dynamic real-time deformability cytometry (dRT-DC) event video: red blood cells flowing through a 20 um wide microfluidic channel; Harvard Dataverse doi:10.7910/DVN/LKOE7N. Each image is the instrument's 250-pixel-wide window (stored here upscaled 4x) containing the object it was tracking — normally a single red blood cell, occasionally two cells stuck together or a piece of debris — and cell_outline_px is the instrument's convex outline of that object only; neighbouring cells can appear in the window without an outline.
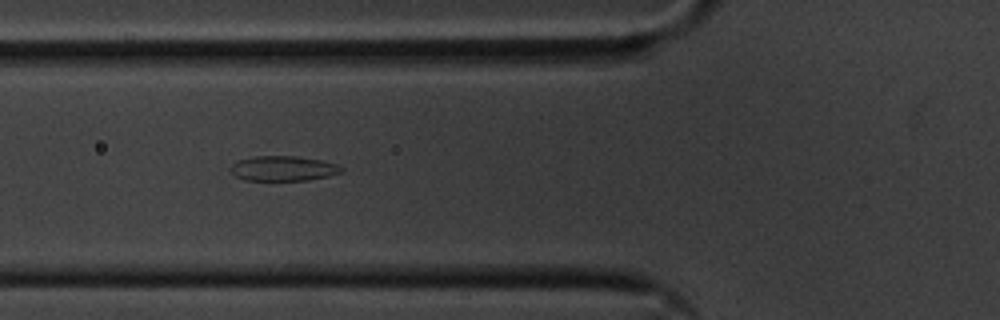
{"species": "common noctule bat (a hibernating species)", "species_latin": "Nyctalus noctula", "temperature_condition": "cold", "stored_images_in_passage": 45, "camera_frame_rate_fps": 3000, "um_per_image_px": 0.085, "animal": {"sex": "male", "body_mass_g": 20.1, "forearm_length_mm": 53.5}, "frame": {"image": 1, "passage_image": 9, "time_ms": 2.667, "image_size_px": [1000, 320], "cell_outline_px": [[344, 172], [328, 176], [308, 180], [244, 180], [236, 176], [232, 172], [232, 164], [236, 160], [252, 156], [296, 156], [320, 160], [336, 164], [344, 168]], "centroid_in_image_um": [24.08, 14.31], "position_along_channel_um": 101.7, "area_um2": 16.13}}
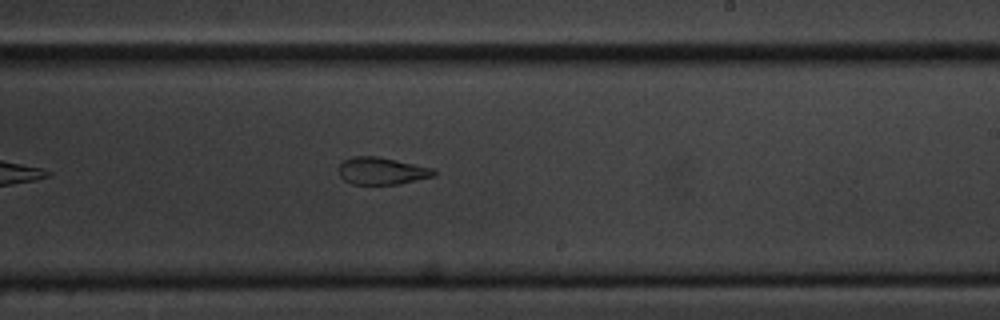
{"frame": {"image": 2, "passage_image": 22, "time_ms": 7.0, "image_size_px": [1000, 320], "cell_outline_px": [[436, 176], [400, 184], [352, 184], [344, 180], [340, 176], [340, 164], [344, 160], [352, 156], [380, 156], [436, 168]], "centroid_in_image_um": [32.52, 14.52], "position_along_channel_um": 256.5, "area_um2": 15.37}}
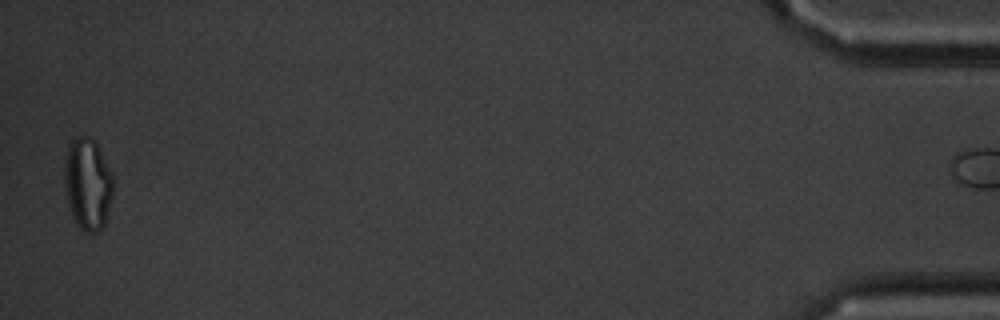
{"frame": {"image": 3, "passage_image": 44, "time_ms": 14.333, "image_size_px": [1000, 320], "cell_outline_px": [[112, 196], [104, 224], [96, 232], [84, 232], [76, 224], [68, 208], [64, 188], [64, 160], [68, 144], [76, 136], [88, 136], [96, 140], [112, 172]], "centroid_in_image_um": [7.42, 15.59], "position_along_channel_um": 427.8, "area_um2": 26.53}}